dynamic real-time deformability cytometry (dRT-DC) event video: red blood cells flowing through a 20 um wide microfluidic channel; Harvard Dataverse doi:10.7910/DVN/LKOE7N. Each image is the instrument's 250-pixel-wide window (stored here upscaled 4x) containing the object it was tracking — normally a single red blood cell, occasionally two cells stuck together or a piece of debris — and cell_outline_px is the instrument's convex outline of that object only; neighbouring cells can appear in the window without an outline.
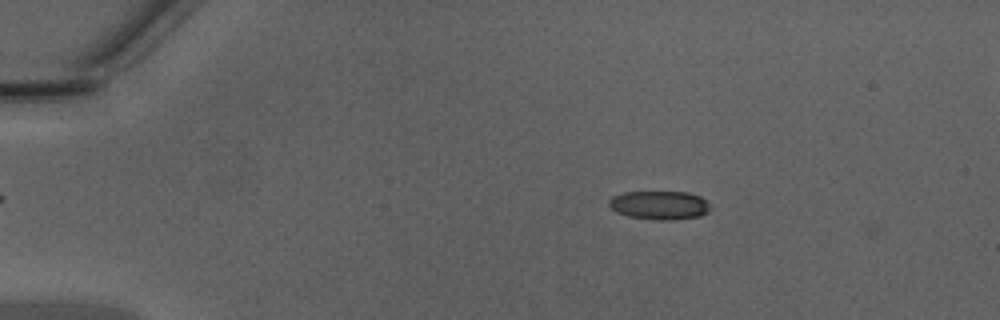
{"species": "Egyptian fruit bat (a non-hibernating species)", "species_latin": "Rousettus aegyptiacus", "temperature_condition": "warm", "stored_images_in_passage": 48, "camera_frame_rate_fps": 3000, "um_per_image_px": 0.085, "animal": {"sex": "male"}, "frame": {"image": 1, "passage_image": 9, "time_ms": 2.667, "image_size_px": [1000, 320], "cell_outline_px": [[712, 208], [708, 212], [700, 216], [672, 220], [660, 220], [628, 216], [616, 212], [608, 204], [608, 200], [612, 196], [624, 192], [688, 192], [700, 196]], "centroid_in_image_um": [56.05, 17.44], "position_along_channel_um": 28.9, "area_um2": 16.94}}
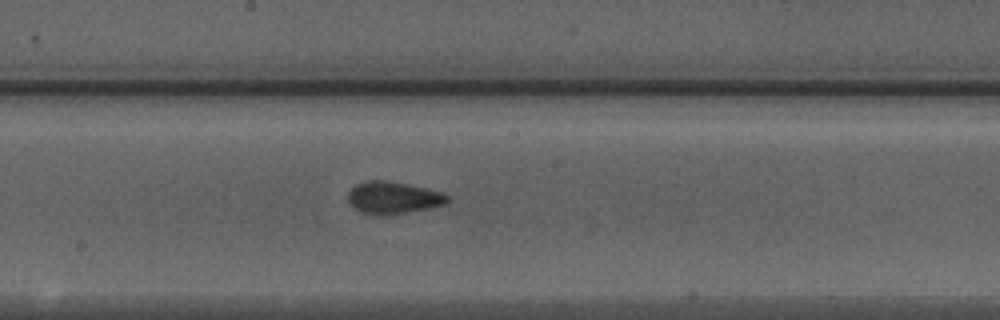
{"frame": {"image": 2, "passage_image": 27, "time_ms": 8.667, "image_size_px": [1000, 320], "cell_outline_px": [[448, 200], [444, 204], [428, 208], [388, 216], [376, 216], [360, 212], [352, 208], [348, 204], [348, 192], [356, 184], [368, 180], [384, 180], [408, 184], [428, 188], [444, 192], [448, 196]], "centroid_in_image_um": [33.37, 16.82], "position_along_channel_um": 214.8, "area_um2": 19.02}}
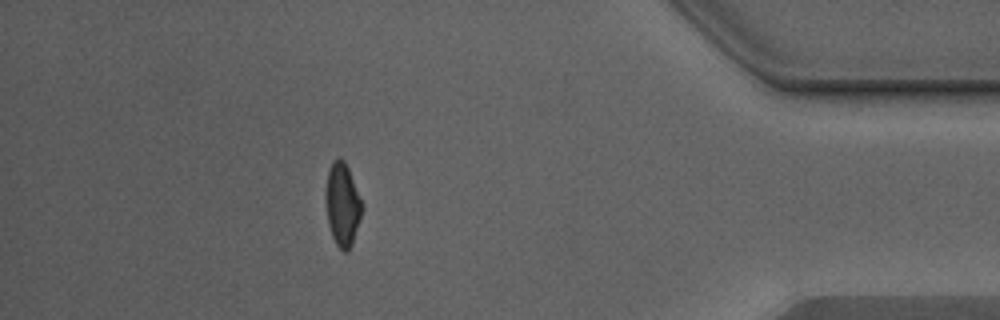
{"frame": {"image": 3, "passage_image": 43, "time_ms": 14.0, "image_size_px": [1000, 320], "cell_outline_px": [[364, 204], [352, 244], [348, 252], [344, 252], [336, 244], [332, 236], [328, 224], [328, 168], [340, 156], [344, 160], [348, 168]], "centroid_in_image_um": [29.16, 17.41], "position_along_channel_um": 406.0, "area_um2": 16.94}, "authors_computed_cell_mechanics": {"area_um2": 17.4845, "velocity_mm_per_s": 4.3688, "shape_relaxation_time_tau1_ms": 8.3452, "shape_relaxation_time_tau2_ms": 1.2718, "deformation_change_tau1": 0.2046, "deformation_change_tau2": 0.0802}}